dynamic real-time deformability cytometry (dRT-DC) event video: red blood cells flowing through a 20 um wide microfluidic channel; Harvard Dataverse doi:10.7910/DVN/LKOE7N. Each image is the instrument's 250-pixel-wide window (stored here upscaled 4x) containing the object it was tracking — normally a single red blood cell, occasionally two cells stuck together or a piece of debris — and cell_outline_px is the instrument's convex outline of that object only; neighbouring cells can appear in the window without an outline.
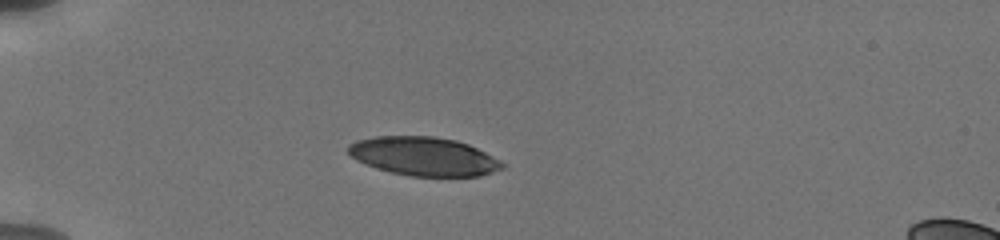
{"species": "human", "species_latin": "Homo sapiens", "temperature_condition": "cold", "stored_images_in_passage": 34, "camera_frame_rate_fps": 3000, "um_per_image_px": 0.085, "donor": {"sex": "male"}, "frame": {"image": 1, "passage_image": 1, "time_ms": 0.0, "image_size_px": [1000, 240], "cell_outline_px": [[504, 168], [480, 176], [412, 176], [392, 172], [376, 168], [364, 164], [356, 160], [348, 152], [348, 144], [356, 140], [376, 136], [432, 136], [456, 140], [468, 144], [500, 160], [504, 164]], "centroid_in_image_um": [36.0, 13.28], "position_along_channel_um": 49.0, "area_um2": 34.62}}
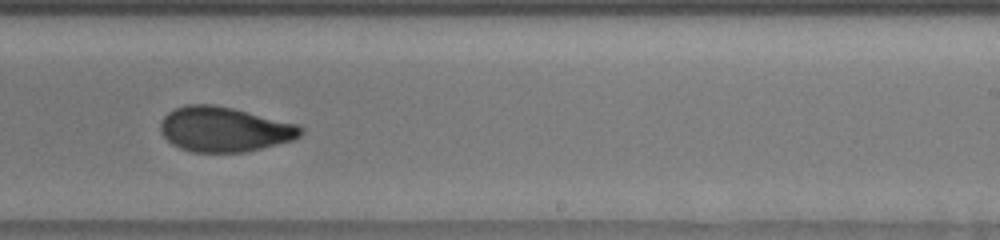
{"frame": {"image": 2, "passage_image": 19, "time_ms": 6.667, "image_size_px": [1000, 240], "cell_outline_px": [[304, 132], [300, 136], [292, 140], [244, 152], [192, 152], [180, 148], [172, 144], [160, 132], [160, 124], [164, 116], [168, 112], [176, 108], [188, 104], [212, 104], [232, 108], [300, 124], [304, 128]], "centroid_in_image_um": [19.08, 10.98], "position_along_channel_um": 269.9, "area_um2": 36.7}}
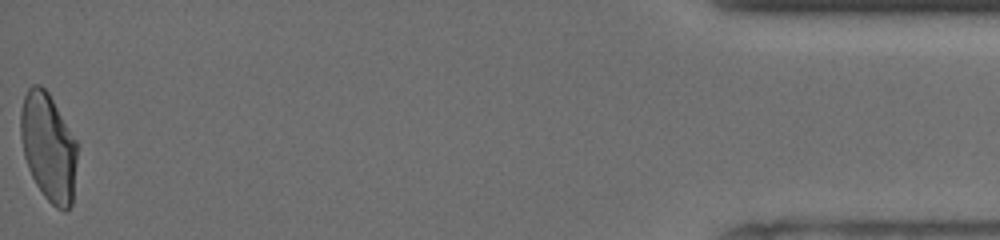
{"frame": {"image": 3, "passage_image": 34, "time_ms": 13.0, "image_size_px": [1000, 240], "cell_outline_px": [[76, 160], [72, 204], [64, 212], [56, 208], [44, 196], [36, 184], [28, 168], [24, 156], [20, 136], [20, 112], [24, 96], [28, 88], [32, 84], [40, 84], [48, 92], [76, 140]], "centroid_in_image_um": [4.09, 12.5], "position_along_channel_um": 431.1, "area_um2": 35.43}, "authors_computed_cell_mechanics": {"area_um2": 36.3851, "velocity_mm_per_s": 3.8052, "shape_relaxation_time_tau1_ms": 4.7954, "shape_relaxation_time_tau2_ms": 2.0736, "deformation_change_tau1": 0.165, "deformation_change_tau2": 0.0784}}